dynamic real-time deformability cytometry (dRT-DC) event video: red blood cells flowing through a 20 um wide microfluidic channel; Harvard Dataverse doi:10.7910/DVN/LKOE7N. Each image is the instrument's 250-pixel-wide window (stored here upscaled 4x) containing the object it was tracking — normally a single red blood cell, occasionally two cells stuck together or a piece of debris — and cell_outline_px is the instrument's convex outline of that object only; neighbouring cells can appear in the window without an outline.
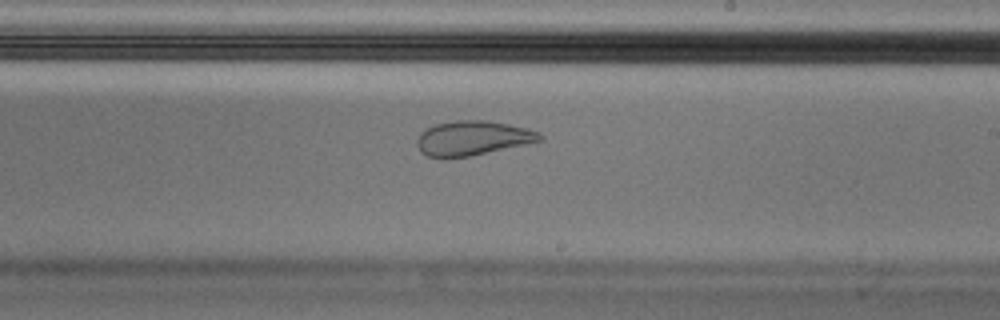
{"species": "Egyptian fruit bat (a non-hibernating species)", "species_latin": "Rousettus aegyptiacus", "temperature_condition": "cold", "stored_images_in_passage": 42, "camera_frame_rate_fps": 3000, "um_per_image_px": 0.085, "animal": {"sex": "male"}, "frame": {"image": 1, "passage_image": 19, "time_ms": 6.0, "image_size_px": [1000, 320], "cell_outline_px": [[544, 140], [468, 156], [444, 160], [428, 156], [420, 152], [416, 144], [416, 140], [420, 132], [436, 124], [456, 120], [484, 120], [508, 124], [528, 128], [540, 132], [544, 136]], "centroid_in_image_um": [40.15, 11.75], "position_along_channel_um": 248.9, "area_um2": 24.97}, "authors_computed_cell_mechanics": {"area_um2": 27.1371, "velocity_mm_per_s": 3.5085, "shape_relaxation_time_tau1_ms": null, "shape_relaxation_time_tau2_ms": 1.0315, "deformation_change_tau1": null, "deformation_change_tau2": 0.0691}}